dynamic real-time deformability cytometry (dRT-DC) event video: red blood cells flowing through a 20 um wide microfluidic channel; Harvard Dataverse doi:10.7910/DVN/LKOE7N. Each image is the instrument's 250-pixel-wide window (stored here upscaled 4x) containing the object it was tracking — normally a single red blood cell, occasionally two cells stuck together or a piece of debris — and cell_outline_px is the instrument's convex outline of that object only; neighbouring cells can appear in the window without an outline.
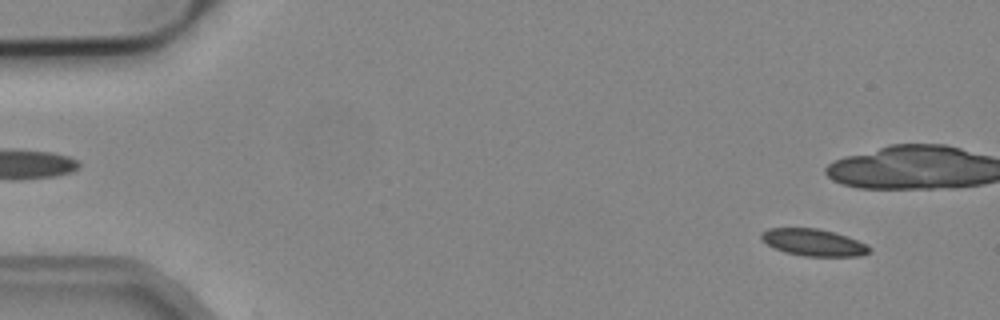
{"species": "common noctule bat (a hibernating species)", "species_latin": "Nyctalus noctula", "temperature_condition": "cold", "stored_images_in_passage": 4, "camera_frame_rate_fps": 3000, "um_per_image_px": 0.085, "animal": {"sex": "male", "body_mass_g": 19.2, "forearm_length_mm": 51.8}, "frame": {"image": 1, "passage_image": 1, "time_ms": 0.0, "image_size_px": [1000, 320], "cell_outline_px": [[872, 252], [860, 256], [804, 256], [784, 252], [760, 240], [760, 232], [768, 228], [816, 228], [836, 232], [868, 244], [872, 248]], "centroid_in_image_um": [69.17, 20.6], "position_along_channel_um": 15.8, "area_um2": 17.22}}